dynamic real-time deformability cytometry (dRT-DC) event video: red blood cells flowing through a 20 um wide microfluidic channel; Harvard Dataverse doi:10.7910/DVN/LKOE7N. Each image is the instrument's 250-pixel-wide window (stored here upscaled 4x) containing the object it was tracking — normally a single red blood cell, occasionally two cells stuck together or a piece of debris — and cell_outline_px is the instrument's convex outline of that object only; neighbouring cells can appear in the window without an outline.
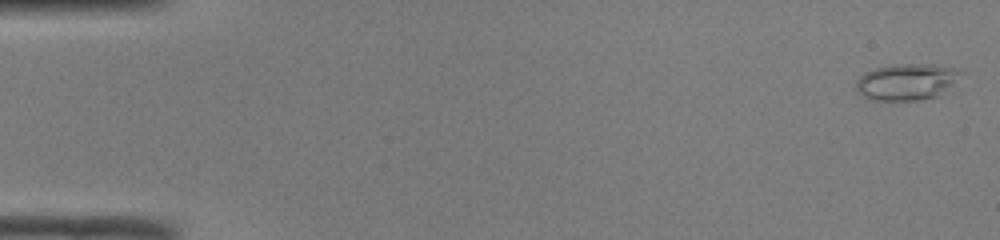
{"species": "common noctule bat (a hibernating species)", "species_latin": "Nyctalus noctula", "temperature_condition": "room temperature", "stored_images_in_passage": 49, "camera_frame_rate_fps": 3000, "um_per_image_px": 0.085, "animal": {"sex": "male", "body_mass_g": 19.0, "forearm_length_mm": 50.8}, "frame": {"image": 1, "passage_image": 1, "time_ms": 0.0, "image_size_px": [1000, 240], "cell_outline_px": [[964, 72], [952, 84], [936, 96], [916, 100], [872, 100], [864, 96], [856, 88], [856, 80], [864, 72], [876, 68], [892, 64], [932, 64], [952, 68]], "centroid_in_image_um": [77.03, 6.94], "position_along_channel_um": 8.0, "area_um2": 21.91}}
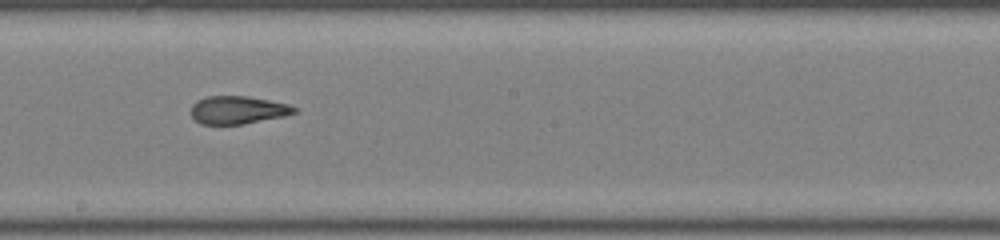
{"frame": {"image": 2, "passage_image": 28, "time_ms": 9.0, "image_size_px": [1000, 240], "cell_outline_px": [[296, 112], [284, 116], [244, 124], [200, 124], [192, 116], [192, 104], [196, 100], [208, 96], [248, 96], [288, 104], [296, 108]], "centroid_in_image_um": [20.2, 9.34], "position_along_channel_um": 228.0, "area_um2": 16.7}}
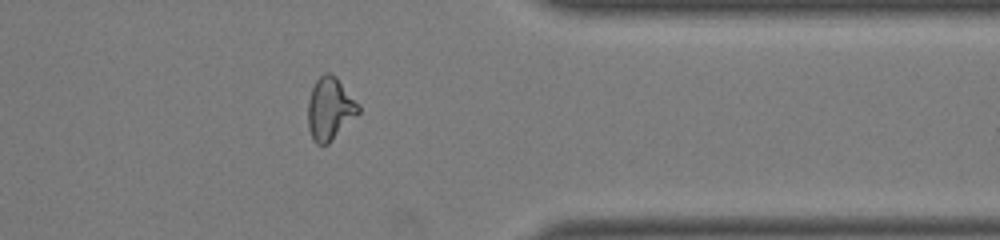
{"frame": {"image": 3, "passage_image": 40, "time_ms": 13.0, "image_size_px": [1000, 240], "cell_outline_px": [[360, 112], [328, 144], [316, 144], [308, 128], [308, 100], [312, 88], [316, 80], [324, 72], [328, 72], [336, 76], [360, 104]], "centroid_in_image_um": [28.05, 9.22], "position_along_channel_um": 383.3, "area_um2": 18.44}, "authors_computed_cell_mechanics": {"area_um2": 18.3804, "velocity_mm_per_s": 4.1282, "shape_relaxation_time_tau1_ms": 6.7093, "shape_relaxation_time_tau2_ms": 1.4943, "deformation_change_tau1": 0.2171, "deformation_change_tau2": 0.103}}